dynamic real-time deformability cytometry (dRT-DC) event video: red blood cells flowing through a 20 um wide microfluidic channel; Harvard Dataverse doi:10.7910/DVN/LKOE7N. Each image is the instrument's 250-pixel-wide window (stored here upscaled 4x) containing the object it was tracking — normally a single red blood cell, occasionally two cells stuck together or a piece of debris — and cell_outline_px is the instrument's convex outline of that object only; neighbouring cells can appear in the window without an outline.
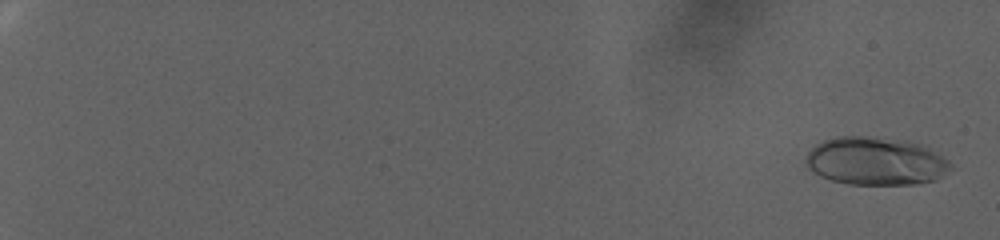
{"species": "human", "species_latin": "Homo sapiens", "temperature_condition": "warm", "stored_images_in_passage": 90, "camera_frame_rate_fps": 3000, "um_per_image_px": 0.085, "donor": {"sex": "female"}, "frame": {"image": 1, "passage_image": 1, "time_ms": 0.0, "image_size_px": [1000, 240], "cell_outline_px": [[956, 168], [936, 180], [916, 184], [848, 184], [832, 180], [820, 176], [812, 172], [808, 168], [804, 160], [808, 152], [816, 144], [824, 140], [836, 136], [864, 136], [908, 140], [920, 144], [928, 148], [948, 160]], "centroid_in_image_um": [74.45, 13.7], "position_along_channel_um": 10.5, "area_um2": 40.92}}
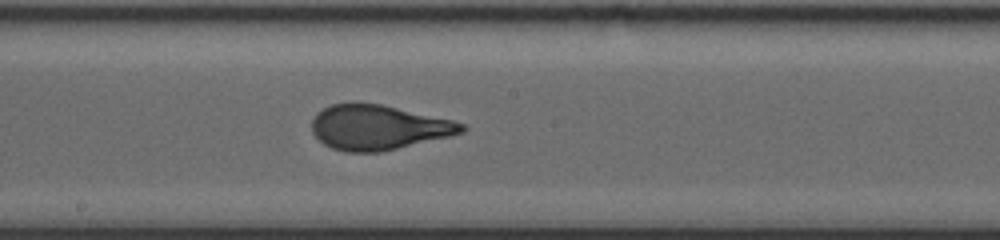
{"frame": {"image": 2, "passage_image": 56, "time_ms": 18.333, "image_size_px": [1000, 240], "cell_outline_px": [[468, 128], [464, 132], [448, 136], [380, 152], [344, 152], [332, 148], [324, 144], [312, 132], [312, 120], [316, 112], [332, 104], [352, 100], [380, 104], [452, 120], [464, 124]], "centroid_in_image_um": [32.1, 10.8], "position_along_channel_um": 216.1, "area_um2": 39.25}}
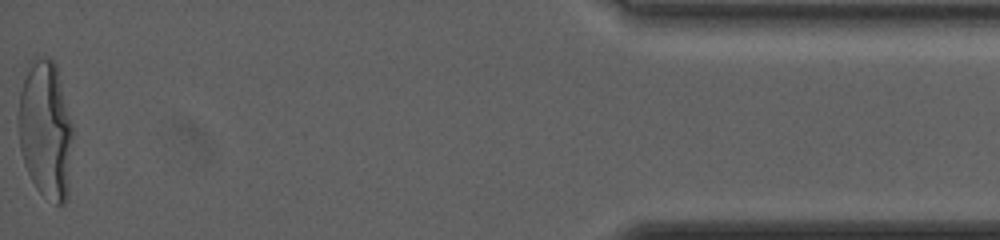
{"frame": {"image": 3, "passage_image": 90, "time_ms": 29.667, "image_size_px": [1000, 240], "cell_outline_px": [[72, 136], [68, 200], [64, 204], [56, 204], [40, 192], [36, 188], [24, 164], [20, 148], [16, 120], [20, 92], [28, 60], [44, 52], [56, 64], [72, 124]], "centroid_in_image_um": [3.85, 10.96], "position_along_channel_um": 431.4, "area_um2": 44.68}, "authors_computed_cell_mechanics": {"area_um2": 38.6104, "velocity_mm_per_s": 2.4733, "shape_relaxation_time_tau1_ms": 8.2126, "shape_relaxation_time_tau2_ms": null, "deformation_change_tau1": 0.2699, "deformation_change_tau2": null}}